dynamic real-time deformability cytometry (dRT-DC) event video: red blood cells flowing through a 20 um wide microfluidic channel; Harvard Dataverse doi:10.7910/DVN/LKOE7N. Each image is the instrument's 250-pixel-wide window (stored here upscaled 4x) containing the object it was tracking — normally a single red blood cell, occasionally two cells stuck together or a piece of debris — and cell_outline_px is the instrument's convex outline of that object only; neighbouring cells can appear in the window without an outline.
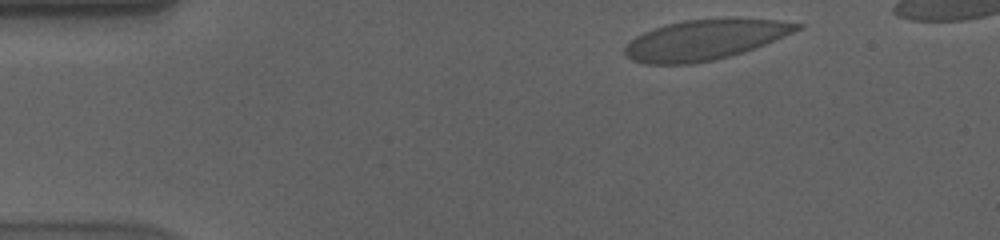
{"species": "human", "species_latin": "Homo sapiens", "temperature_condition": "cold", "stored_images_in_passage": 50, "camera_frame_rate_fps": 3000, "um_per_image_px": 0.085, "donor": {"sex": "male"}, "frame": {"image": 1, "passage_image": 3, "time_ms": 0.667, "image_size_px": [1000, 240], "cell_outline_px": [[804, 28], [756, 48], [744, 52], [712, 60], [692, 64], [644, 64], [632, 60], [624, 52], [624, 48], [636, 36], [644, 32], [668, 24], [684, 20], [776, 20], [804, 24]], "centroid_in_image_um": [59.91, 3.41], "position_along_channel_um": 25.1, "area_um2": 39.48}}
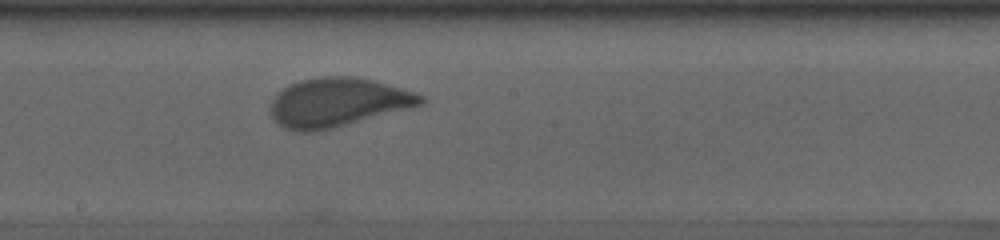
{"frame": {"image": 2, "passage_image": 26, "time_ms": 8.333, "image_size_px": [1000, 240], "cell_outline_px": [[428, 100], [424, 104], [332, 128], [316, 132], [296, 132], [284, 128], [276, 124], [272, 120], [268, 112], [272, 96], [276, 92], [288, 84], [300, 80], [320, 76], [356, 76], [372, 80], [400, 88], [424, 96]], "centroid_in_image_um": [28.6, 8.71], "position_along_channel_um": 219.6, "area_um2": 43.29}}
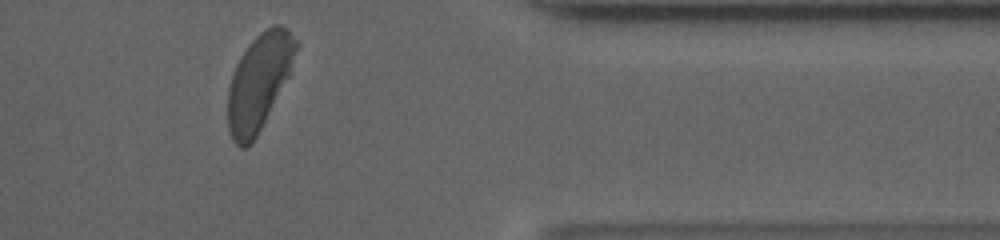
{"frame": {"image": 3, "passage_image": 42, "time_ms": 13.667, "image_size_px": [1000, 240], "cell_outline_px": [[300, 44], [292, 72], [252, 144], [244, 148], [240, 148], [232, 140], [228, 128], [228, 88], [236, 64], [240, 56], [252, 40], [260, 32], [276, 24], [280, 24], [288, 28]], "centroid_in_image_um": [22.06, 6.94], "position_along_channel_um": 389.3, "area_um2": 38.55}, "authors_computed_cell_mechanics": {"area_um2": 41.038, "velocity_mm_per_s": 3.5306, "shape_relaxation_time_tau1_ms": 4.2362, "shape_relaxation_time_tau2_ms": null, "deformation_change_tau1": 0.1377, "deformation_change_tau2": null}}